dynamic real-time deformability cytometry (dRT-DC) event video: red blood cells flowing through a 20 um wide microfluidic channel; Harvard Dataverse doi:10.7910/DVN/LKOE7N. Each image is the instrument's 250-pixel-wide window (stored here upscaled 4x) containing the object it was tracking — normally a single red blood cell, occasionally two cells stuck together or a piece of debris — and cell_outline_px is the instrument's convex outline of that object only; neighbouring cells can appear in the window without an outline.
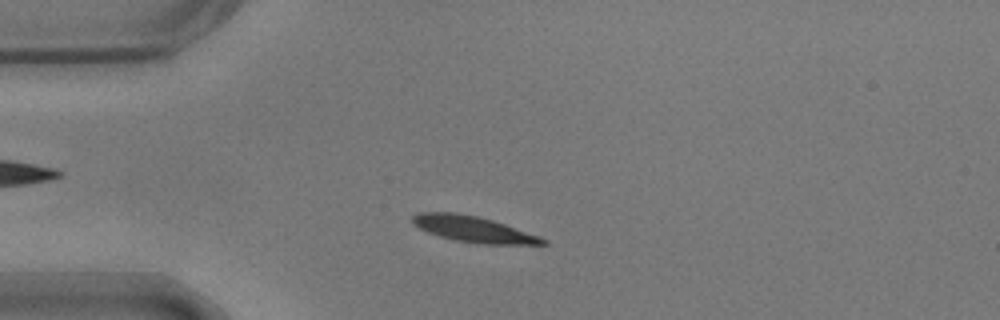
{"species": "common noctule bat (a hibernating species)", "species_latin": "Nyctalus noctula", "temperature_condition": "warm", "stored_images_in_passage": 49, "camera_frame_rate_fps": 3000, "um_per_image_px": 0.085, "animal": {"sex": "male", "body_mass_g": 17.9}, "frame": {"image": 1, "passage_image": 8, "time_ms": 2.333, "image_size_px": [1000, 320], "cell_outline_px": [[548, 244], [476, 244], [456, 240], [440, 236], [428, 232], [412, 224], [412, 216], [420, 212], [456, 212], [476, 216], [492, 220], [540, 236], [548, 240]], "centroid_in_image_um": [40.23, 19.48], "position_along_channel_um": 44.8, "area_um2": 19.59}}
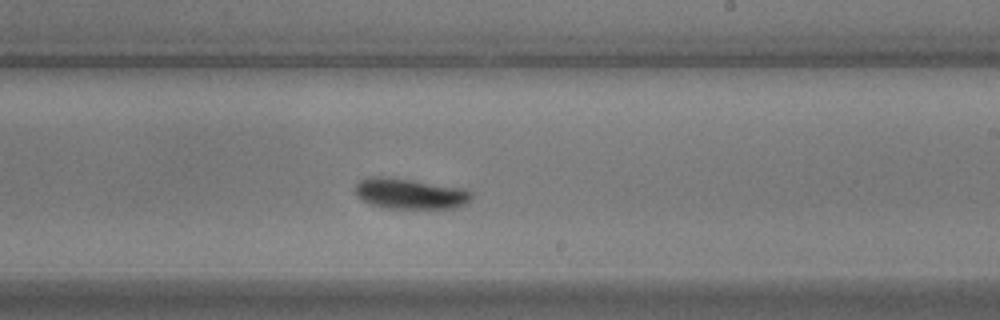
{"frame": {"image": 2, "passage_image": 27, "time_ms": 8.667, "image_size_px": [1000, 320], "cell_outline_px": [[472, 196], [468, 204], [456, 208], [388, 208], [372, 204], [356, 196], [356, 184], [360, 180], [368, 176], [380, 176], [412, 180], [464, 188], [472, 192]], "centroid_in_image_um": [34.89, 16.46], "position_along_channel_um": 254.1, "area_um2": 20.69}}
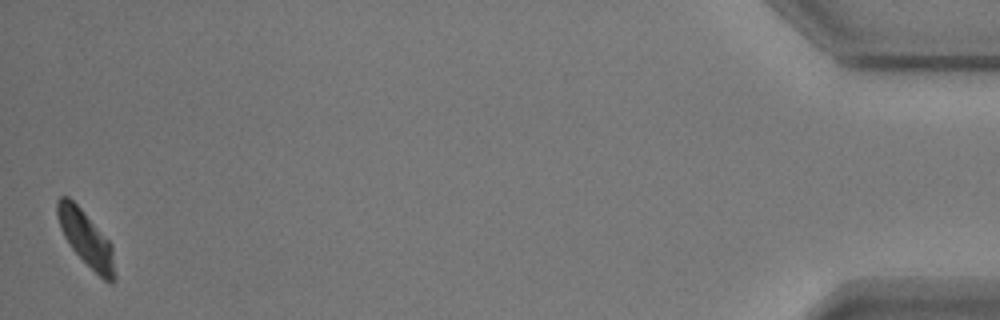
{"frame": {"image": 3, "passage_image": 49, "time_ms": 16.0, "image_size_px": [1000, 320], "cell_outline_px": [[116, 280], [112, 284], [104, 280], [72, 248], [64, 236], [60, 228], [56, 216], [56, 200], [60, 196], [68, 196], [80, 208], [112, 244], [116, 276]], "centroid_in_image_um": [7.31, 20.27], "position_along_channel_um": 427.9, "area_um2": 18.26}, "authors_computed_cell_mechanics": {"area_um2": 19.652, "velocity_mm_per_s": 3.6112, "shape_relaxation_time_tau1_ms": 2.3009, "shape_relaxation_time_tau2_ms": 9.1626, "deformation_change_tau1": 0.1338, "deformation_change_tau2": 0.1518}}